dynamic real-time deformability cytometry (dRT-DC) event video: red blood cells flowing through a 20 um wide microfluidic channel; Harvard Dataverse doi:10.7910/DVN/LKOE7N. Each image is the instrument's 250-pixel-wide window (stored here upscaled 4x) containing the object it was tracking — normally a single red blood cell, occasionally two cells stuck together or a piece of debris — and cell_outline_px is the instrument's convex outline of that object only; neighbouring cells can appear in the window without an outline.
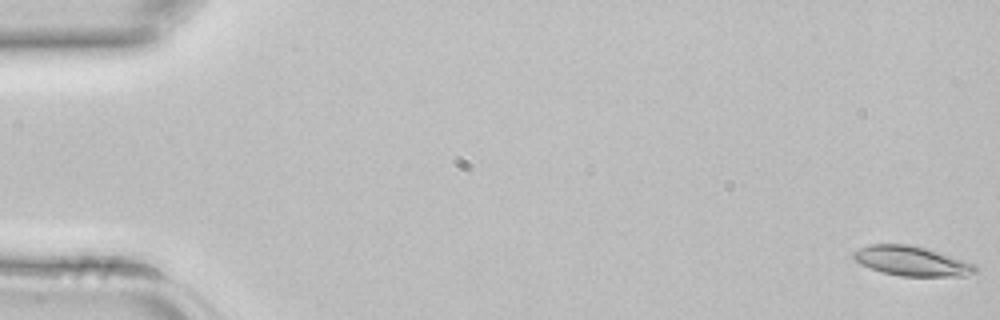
{"species": "common noctule bat (a hibernating species)", "species_latin": "Nyctalus noctula", "temperature_condition": "room temperature", "stored_images_in_passage": 44, "camera_frame_rate_fps": 3000, "um_per_image_px": 0.085, "animal": {"sex": "female", "body_mass_g": 22.7, "forearm_length_mm": 54.2}, "frame": {"image": 1, "passage_image": 1, "time_ms": 0.0, "image_size_px": [1000, 320], "cell_outline_px": [[976, 272], [964, 276], [900, 276], [880, 272], [860, 264], [852, 256], [852, 252], [868, 244], [908, 244], [924, 248], [976, 264]], "centroid_in_image_um": [77.45, 22.19], "position_along_channel_um": 7.5, "area_um2": 20.92}}
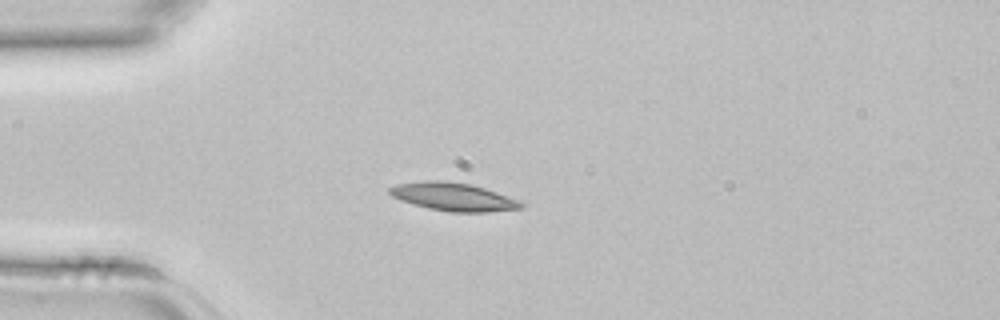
{"frame": {"image": 2, "passage_image": 12, "time_ms": 3.667, "image_size_px": [1000, 320], "cell_outline_px": [[524, 208], [488, 212], [448, 212], [428, 208], [412, 204], [400, 200], [392, 196], [388, 192], [388, 188], [396, 184], [424, 180], [444, 180], [472, 184], [524, 200]], "centroid_in_image_um": [38.58, 16.72], "position_along_channel_um": 46.4, "area_um2": 22.08}}
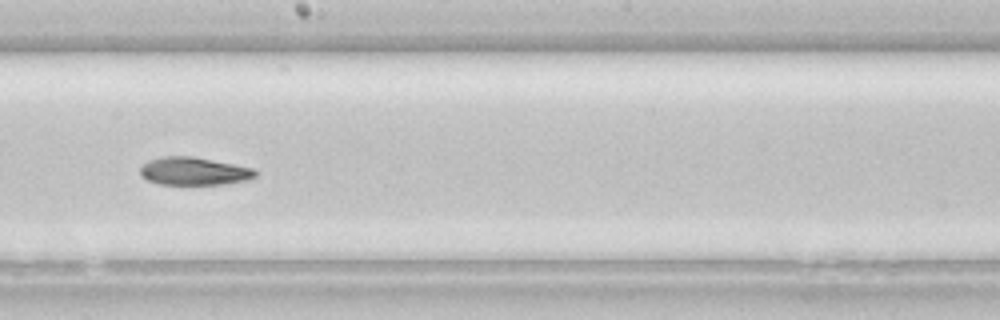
{"frame": {"image": 3, "passage_image": 25, "time_ms": 8.0, "image_size_px": [1000, 320], "cell_outline_px": [[256, 176], [248, 180], [224, 184], [160, 184], [148, 180], [140, 176], [140, 168], [148, 160], [160, 156], [192, 156], [252, 168], [256, 172]], "centroid_in_image_um": [16.44, 14.55], "position_along_channel_um": 231.8, "area_um2": 18.61}}